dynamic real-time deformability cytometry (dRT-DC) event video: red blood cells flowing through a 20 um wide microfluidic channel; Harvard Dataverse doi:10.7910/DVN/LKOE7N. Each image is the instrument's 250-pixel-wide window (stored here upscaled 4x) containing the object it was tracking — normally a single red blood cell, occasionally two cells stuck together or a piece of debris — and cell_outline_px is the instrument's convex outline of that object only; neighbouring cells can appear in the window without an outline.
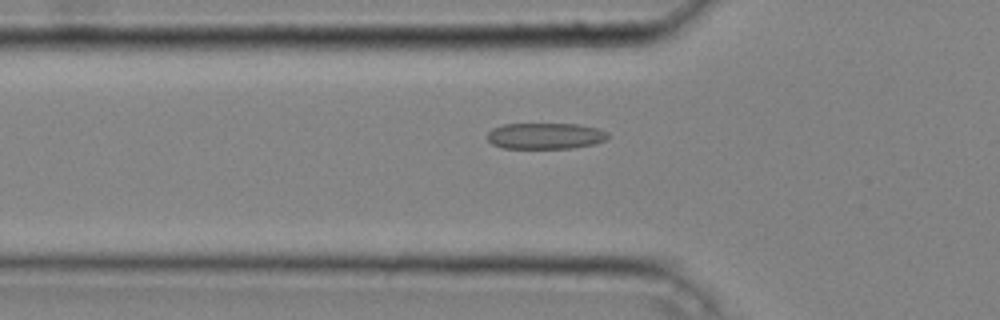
{"species": "common noctule bat (a hibernating species)", "species_latin": "Nyctalus noctula", "temperature_condition": "cold", "stored_images_in_passage": 32, "camera_frame_rate_fps": 3000, "um_per_image_px": 0.085, "animal": {"sex": "male", "body_mass_g": 20.4}, "frame": {"image": 1, "passage_image": 6, "time_ms": 1.667, "image_size_px": [1000, 320], "cell_outline_px": [[608, 136], [604, 140], [596, 144], [572, 148], [504, 148], [492, 144], [488, 140], [488, 132], [492, 128], [504, 124], [580, 124], [596, 128], [608, 132]], "centroid_in_image_um": [46.35, 11.55], "position_along_channel_um": 79.4, "area_um2": 18.38}}
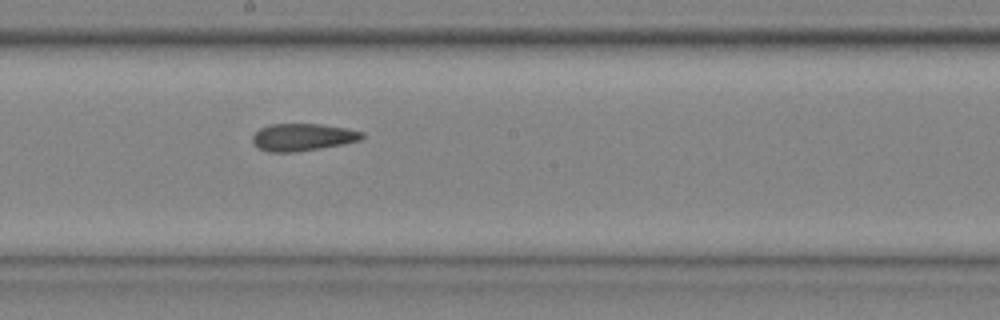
{"frame": {"image": 2, "passage_image": 16, "time_ms": 5.0, "image_size_px": [1000, 320], "cell_outline_px": [[364, 136], [360, 140], [344, 144], [320, 148], [292, 152], [268, 152], [260, 148], [252, 140], [252, 136], [260, 128], [272, 124], [320, 124], [344, 128], [364, 132]], "centroid_in_image_um": [25.74, 11.66], "position_along_channel_um": 222.5, "area_um2": 17.22}}
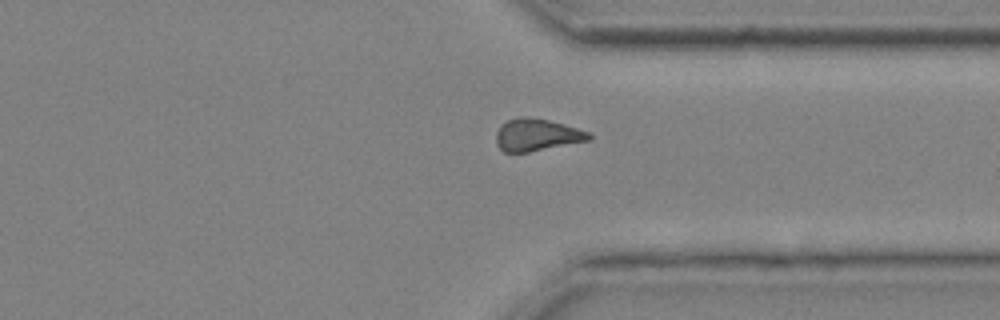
{"frame": {"image": 3, "passage_image": 26, "time_ms": 8.333, "image_size_px": [1000, 320], "cell_outline_px": [[592, 140], [528, 152], [504, 152], [496, 144], [496, 132], [500, 124], [508, 120], [520, 116], [524, 116], [548, 120], [564, 124], [592, 132]], "centroid_in_image_um": [45.65, 11.46], "position_along_channel_um": 365.7, "area_um2": 17.63}, "authors_computed_cell_mechanics": {"area_um2": 17.5134, "velocity_mm_per_s": 4.2916, "shape_relaxation_time_tau1_ms": 8.905, "shape_relaxation_time_tau2_ms": 2.4129, "deformation_change_tau1": 0.1567, "deformation_change_tau2": 0.1128}}